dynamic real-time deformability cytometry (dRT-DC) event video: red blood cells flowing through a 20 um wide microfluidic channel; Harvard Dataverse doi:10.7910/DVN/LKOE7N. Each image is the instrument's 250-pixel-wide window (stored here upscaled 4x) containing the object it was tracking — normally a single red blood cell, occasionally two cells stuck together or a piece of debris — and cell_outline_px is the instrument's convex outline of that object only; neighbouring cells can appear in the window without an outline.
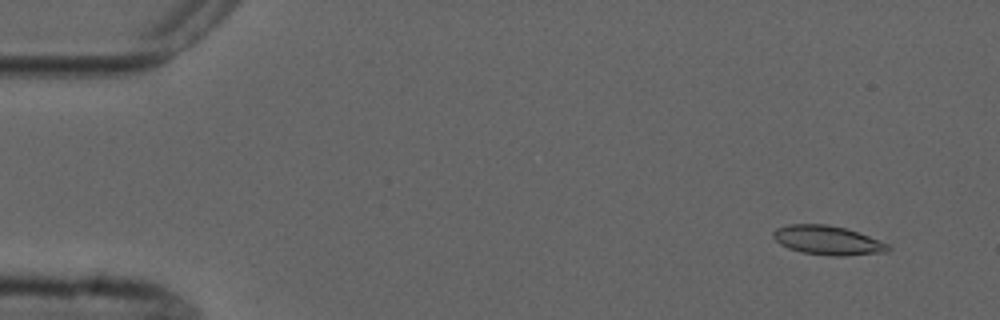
{"species": "common noctule bat (a hibernating species)", "species_latin": "Nyctalus noctula", "temperature_condition": "cold", "stored_images_in_passage": 6, "camera_frame_rate_fps": 3000, "um_per_image_px": 0.085, "animal": {"sex": "male", "forearm_length_mm": 52.5}, "frame": {"image": 1, "passage_image": 1, "time_ms": 0.0, "image_size_px": [1000, 320], "cell_outline_px": [[892, 248], [888, 252], [844, 256], [832, 256], [800, 252], [788, 248], [780, 244], [772, 236], [772, 232], [776, 228], [788, 224], [828, 224], [844, 228], [868, 236], [888, 244]], "centroid_in_image_um": [70.33, 20.43], "position_along_channel_um": 14.7, "area_um2": 19.54}}
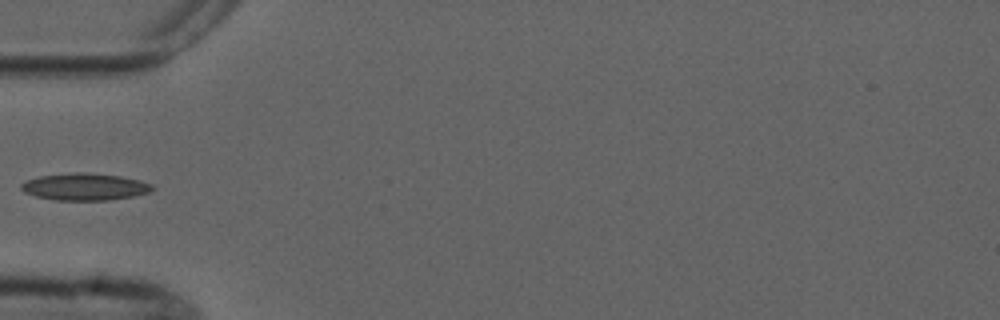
{"frame": {"image": 2, "passage_image": 5, "time_ms": 4.667, "image_size_px": [1000, 320], "cell_outline_px": [[156, 188], [148, 192], [132, 196], [108, 200], [56, 200], [36, 196], [24, 192], [20, 188], [20, 184], [24, 180], [40, 176], [72, 172], [88, 172], [120, 176], [140, 180], [152, 184]], "centroid_in_image_um": [7.18, 15.86], "position_along_channel_um": 77.8, "area_um2": 20.75}}
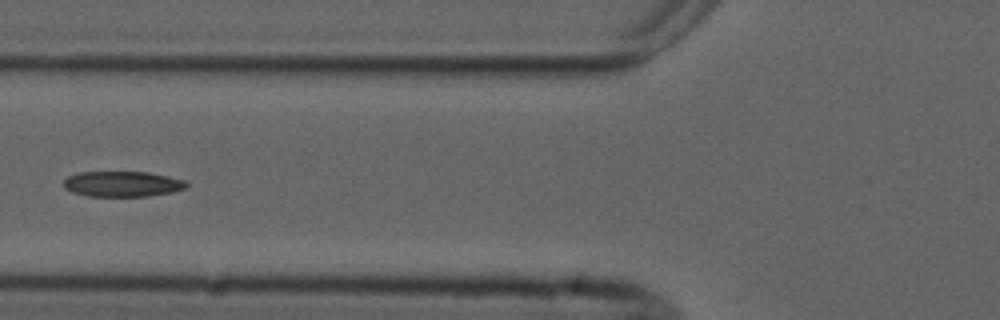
{"frame": {"image": 3, "passage_image": 6, "time_ms": 5.667, "image_size_px": [1000, 320], "cell_outline_px": [[188, 188], [172, 192], [148, 196], [88, 196], [72, 192], [64, 188], [64, 180], [68, 176], [80, 172], [148, 172], [168, 176], [184, 180], [188, 184]], "centroid_in_image_um": [10.42, 15.64], "position_along_channel_um": 115.4, "area_um2": 18.26}}